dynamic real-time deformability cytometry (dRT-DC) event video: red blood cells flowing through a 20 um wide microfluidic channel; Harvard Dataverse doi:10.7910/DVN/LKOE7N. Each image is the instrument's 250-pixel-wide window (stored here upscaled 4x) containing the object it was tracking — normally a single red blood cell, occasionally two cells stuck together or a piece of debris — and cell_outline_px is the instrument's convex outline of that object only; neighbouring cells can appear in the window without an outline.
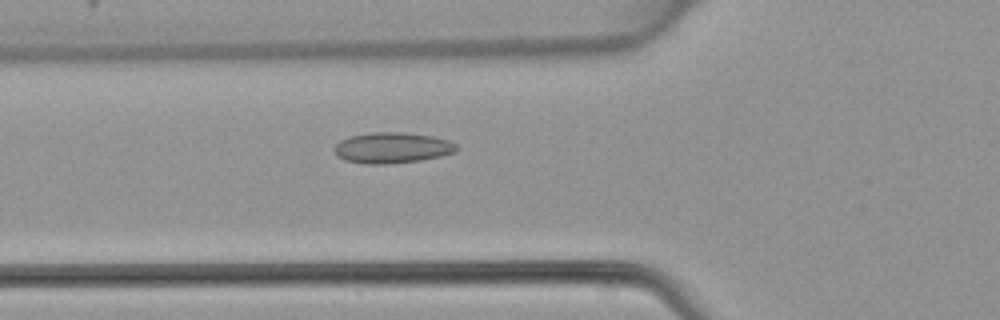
{"species": "common noctule bat (a hibernating species)", "species_latin": "Nyctalus noctula", "temperature_condition": "warm", "stored_images_in_passage": 48, "camera_frame_rate_fps": 3000, "um_per_image_px": 0.085, "animal": {"sex": "female", "body_mass_g": 22.7, "forearm_length_mm": 54.2}, "frame": {"image": 1, "passage_image": 18, "time_ms": 5.667, "image_size_px": [1000, 320], "cell_outline_px": [[460, 148], [456, 152], [440, 156], [420, 160], [384, 164], [364, 164], [344, 160], [336, 152], [336, 144], [340, 140], [352, 136], [372, 132], [404, 132], [432, 136], [448, 140], [456, 144]], "centroid_in_image_um": [33.38, 12.56], "position_along_channel_um": 92.4, "area_um2": 21.79}}
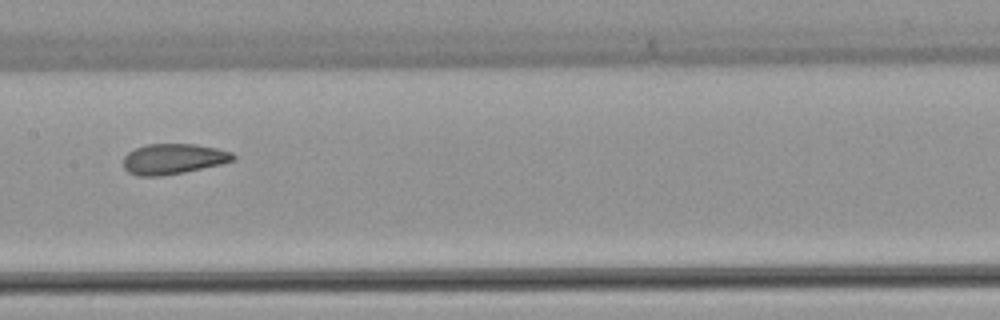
{"frame": {"image": 2, "passage_image": 25, "time_ms": 8.0, "image_size_px": [1000, 320], "cell_outline_px": [[236, 160], [220, 164], [184, 172], [160, 176], [140, 176], [128, 172], [124, 168], [124, 156], [128, 152], [136, 148], [148, 144], [192, 144], [216, 148], [232, 152], [236, 156]], "centroid_in_image_um": [14.74, 13.51], "position_along_channel_um": 192.7, "area_um2": 19.36}}
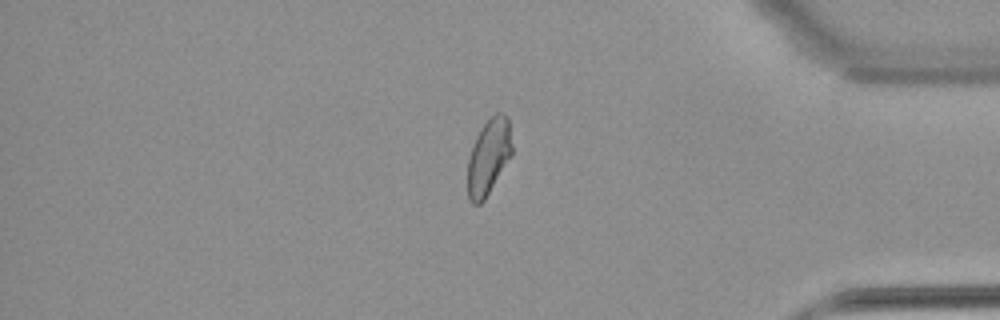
{"frame": {"image": 3, "passage_image": 41, "time_ms": 13.333, "image_size_px": [1000, 320], "cell_outline_px": [[512, 152], [484, 200], [480, 204], [472, 204], [468, 196], [468, 156], [472, 144], [480, 128], [496, 112], [500, 112], [508, 116], [512, 144]], "centroid_in_image_um": [41.51, 13.29], "position_along_channel_um": 393.7, "area_um2": 19.36}}